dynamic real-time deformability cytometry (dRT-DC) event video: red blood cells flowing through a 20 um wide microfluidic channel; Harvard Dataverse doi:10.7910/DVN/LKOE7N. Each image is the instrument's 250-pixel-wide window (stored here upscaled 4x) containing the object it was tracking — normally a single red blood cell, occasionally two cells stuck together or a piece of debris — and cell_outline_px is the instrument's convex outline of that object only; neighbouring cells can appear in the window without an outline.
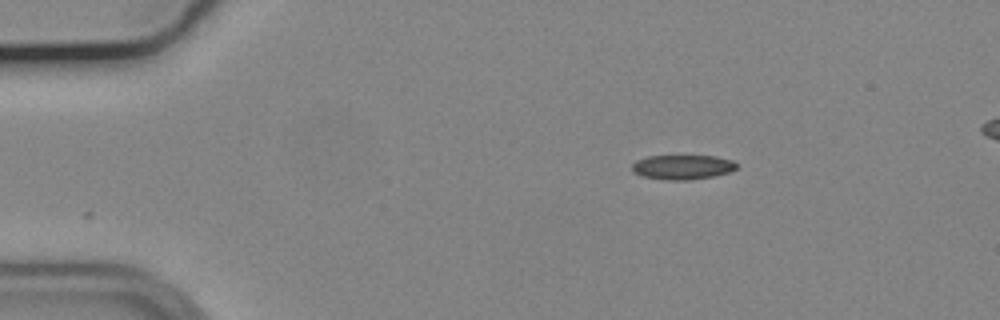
{"species": "common noctule bat (a hibernating species)", "species_latin": "Nyctalus noctula", "temperature_condition": "cold", "stored_images_in_passage": 47, "camera_frame_rate_fps": 3000, "um_per_image_px": 0.085, "animal": {"sex": "male", "body_mass_g": 19.2, "forearm_length_mm": 51.8}, "frame": {"image": 1, "passage_image": 1, "time_ms": 0.0, "image_size_px": [1000, 320], "cell_outline_px": [[736, 168], [728, 172], [712, 176], [688, 180], [664, 180], [644, 176], [632, 172], [632, 164], [636, 160], [648, 156], [716, 156], [732, 160], [736, 164]], "centroid_in_image_um": [57.98, 14.2], "position_along_channel_um": 27.0, "area_um2": 14.85}}
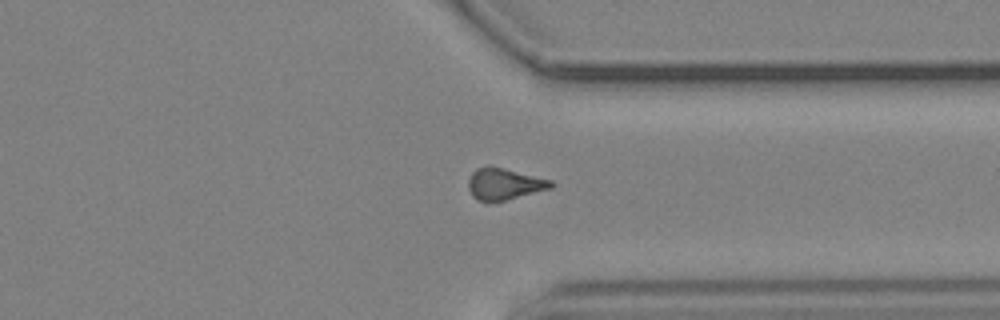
{"frame": {"image": 2, "passage_image": 34, "time_ms": 11.0, "image_size_px": [1000, 320], "cell_outline_px": [[556, 184], [552, 188], [488, 204], [476, 200], [472, 196], [468, 188], [468, 180], [472, 172], [476, 168], [488, 164], [552, 180]], "centroid_in_image_um": [42.82, 15.64], "position_along_channel_um": 368.6, "area_um2": 15.61}}
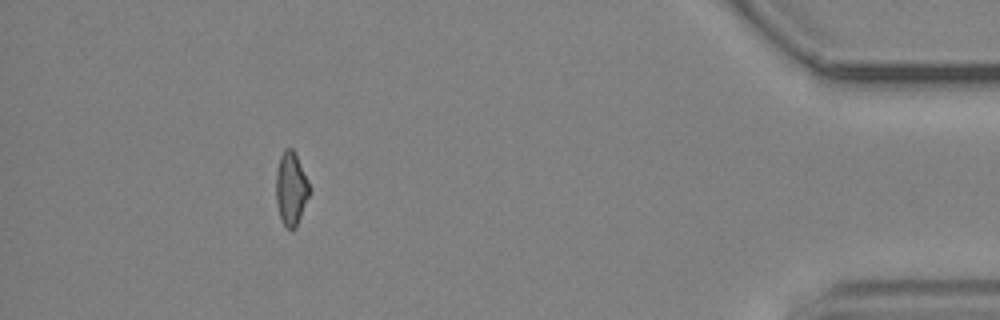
{"frame": {"image": 3, "passage_image": 42, "time_ms": 13.667, "image_size_px": [1000, 320], "cell_outline_px": [[312, 192], [296, 228], [288, 228], [284, 224], [280, 216], [276, 204], [276, 172], [280, 156], [284, 148], [292, 148], [308, 180]], "centroid_in_image_um": [24.76, 16.05], "position_along_channel_um": 410.4, "area_um2": 14.39}}